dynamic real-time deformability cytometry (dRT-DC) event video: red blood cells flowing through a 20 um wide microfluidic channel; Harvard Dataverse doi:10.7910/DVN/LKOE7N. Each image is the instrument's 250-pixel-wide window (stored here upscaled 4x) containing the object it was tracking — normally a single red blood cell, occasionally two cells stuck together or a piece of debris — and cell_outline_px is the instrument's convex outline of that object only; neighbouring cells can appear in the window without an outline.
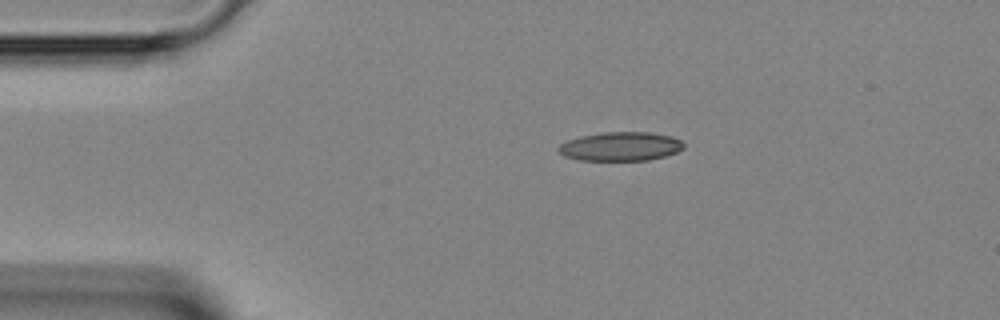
{"species": "Egyptian fruit bat (a non-hibernating species)", "species_latin": "Rousettus aegyptiacus", "temperature_condition": "room temperature", "stored_images_in_passage": 31, "camera_frame_rate_fps": 3000, "um_per_image_px": 0.085, "animal": {"sex": "female"}, "frame": {"image": 1, "passage_image": 1, "time_ms": 0.0, "image_size_px": [1000, 320], "cell_outline_px": [[684, 148], [676, 152], [664, 156], [648, 160], [580, 160], [564, 156], [556, 148], [560, 144], [568, 140], [580, 136], [604, 132], [648, 132], [672, 136], [680, 140], [684, 144]], "centroid_in_image_um": [52.74, 12.44], "position_along_channel_um": 32.3, "area_um2": 21.04}}
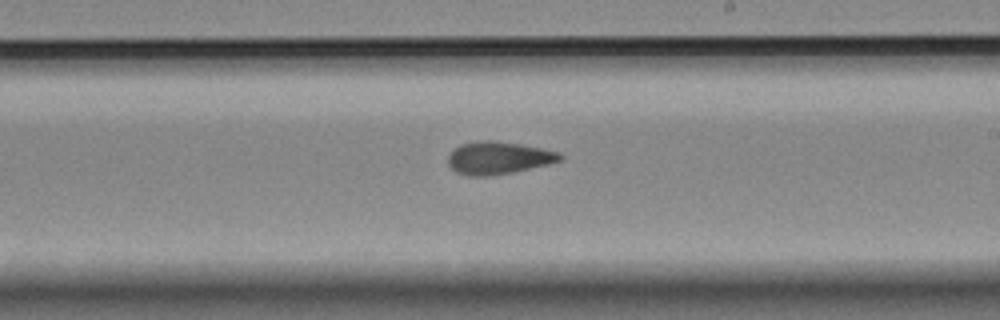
{"frame": {"image": 2, "passage_image": 18, "time_ms": 5.667, "image_size_px": [1000, 320], "cell_outline_px": [[564, 156], [560, 160], [548, 164], [512, 172], [488, 176], [468, 176], [456, 172], [448, 164], [448, 156], [452, 148], [460, 144], [476, 140], [496, 140], [520, 144], [560, 152]], "centroid_in_image_um": [42.32, 13.4], "position_along_channel_um": 246.7, "area_um2": 21.39}}
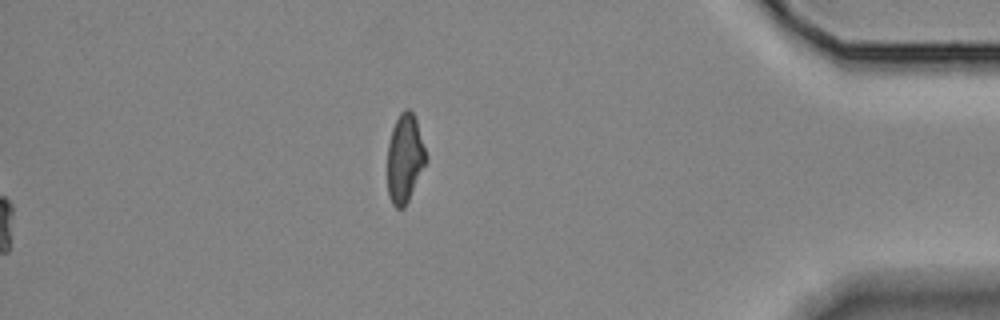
{"frame": {"image": 3, "passage_image": 31, "time_ms": 10.0, "image_size_px": [1000, 320], "cell_outline_px": [[428, 160], [404, 208], [396, 208], [392, 204], [388, 196], [388, 144], [392, 128], [400, 112], [404, 108], [408, 108], [412, 112], [416, 120], [428, 156]], "centroid_in_image_um": [34.42, 13.46], "position_along_channel_um": 400.8, "area_um2": 20.0}}